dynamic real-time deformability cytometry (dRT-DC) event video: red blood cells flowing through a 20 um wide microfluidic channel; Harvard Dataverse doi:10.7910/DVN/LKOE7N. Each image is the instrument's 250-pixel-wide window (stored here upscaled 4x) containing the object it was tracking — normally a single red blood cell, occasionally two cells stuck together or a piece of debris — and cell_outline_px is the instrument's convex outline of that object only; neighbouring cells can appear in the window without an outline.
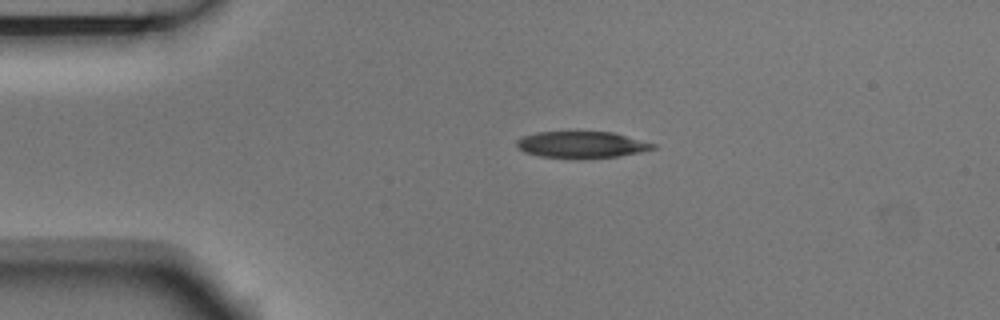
{"species": "Egyptian fruit bat (a non-hibernating species)", "species_latin": "Rousettus aegyptiacus", "temperature_condition": "room temperature", "stored_images_in_passage": 4, "camera_frame_rate_fps": 3000, "um_per_image_px": 0.085, "animal": {"sex": "male"}, "frame": {"image": 1, "passage_image": 3, "time_ms": 0.667, "image_size_px": [1000, 320], "cell_outline_px": [[656, 148], [640, 152], [616, 156], [540, 156], [524, 152], [516, 144], [516, 140], [524, 136], [536, 132], [612, 132], [656, 144]], "centroid_in_image_um": [49.44, 12.26], "position_along_channel_um": 35.6, "area_um2": 20.11}}